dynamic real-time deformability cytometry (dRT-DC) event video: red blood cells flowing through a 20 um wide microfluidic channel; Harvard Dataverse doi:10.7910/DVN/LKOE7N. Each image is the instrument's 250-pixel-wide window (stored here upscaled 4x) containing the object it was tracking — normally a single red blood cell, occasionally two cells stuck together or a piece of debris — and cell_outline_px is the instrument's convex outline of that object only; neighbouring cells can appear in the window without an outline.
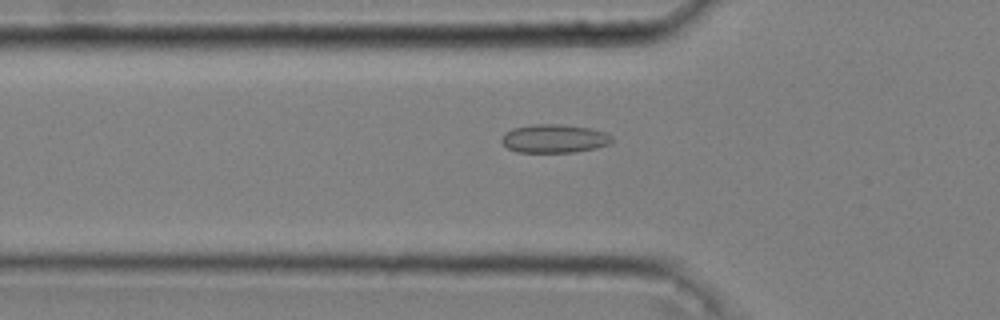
{"species": "common noctule bat (a hibernating species)", "species_latin": "Nyctalus noctula", "temperature_condition": "cold", "stored_images_in_passage": 49, "camera_frame_rate_fps": 3000, "um_per_image_px": 0.085, "animal": {"sex": "male", "body_mass_g": 20.4}, "frame": {"image": 1, "passage_image": 18, "time_ms": 5.667, "image_size_px": [1000, 320], "cell_outline_px": [[616, 140], [612, 144], [596, 148], [572, 152], [516, 152], [508, 148], [500, 140], [504, 132], [512, 128], [532, 124], [560, 124], [592, 128], [604, 132], [612, 136]], "centroid_in_image_um": [47.14, 11.77], "position_along_channel_um": 78.7, "area_um2": 18.61}}
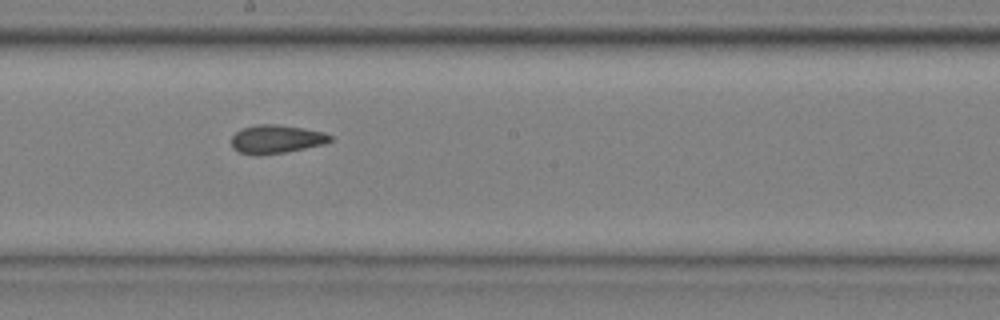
{"frame": {"image": 2, "passage_image": 30, "time_ms": 9.667, "image_size_px": [1000, 320], "cell_outline_px": [[332, 140], [324, 144], [284, 152], [240, 152], [232, 148], [232, 136], [240, 128], [256, 124], [276, 124], [324, 132], [332, 136]], "centroid_in_image_um": [23.5, 11.78], "position_along_channel_um": 224.7, "area_um2": 15.72}}
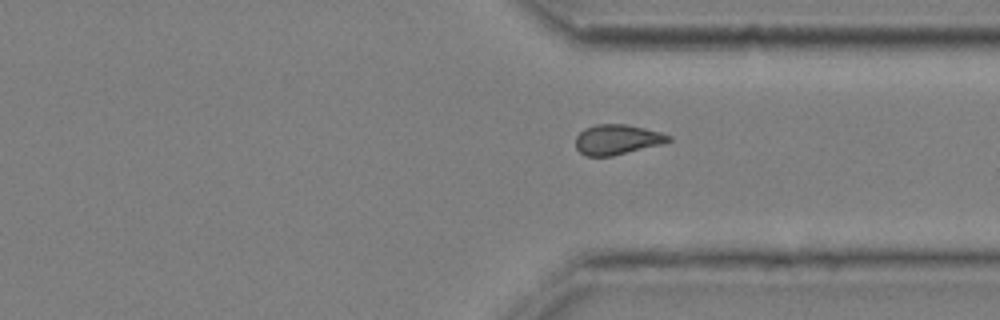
{"frame": {"image": 3, "passage_image": 41, "time_ms": 13.333, "image_size_px": [1000, 320], "cell_outline_px": [[672, 140], [664, 144], [612, 156], [584, 156], [576, 148], [576, 136], [584, 128], [596, 124], [624, 124], [644, 128], [660, 132], [672, 136]], "centroid_in_image_um": [52.47, 11.86], "position_along_channel_um": 358.9, "area_um2": 16.42}, "authors_computed_cell_mechanics": {"area_um2": 16.7042, "velocity_mm_per_s": 3.6422, "shape_relaxation_time_tau1_ms": null, "shape_relaxation_time_tau2_ms": 4.62, "deformation_change_tau1": null, "deformation_change_tau2": 0.0868}}